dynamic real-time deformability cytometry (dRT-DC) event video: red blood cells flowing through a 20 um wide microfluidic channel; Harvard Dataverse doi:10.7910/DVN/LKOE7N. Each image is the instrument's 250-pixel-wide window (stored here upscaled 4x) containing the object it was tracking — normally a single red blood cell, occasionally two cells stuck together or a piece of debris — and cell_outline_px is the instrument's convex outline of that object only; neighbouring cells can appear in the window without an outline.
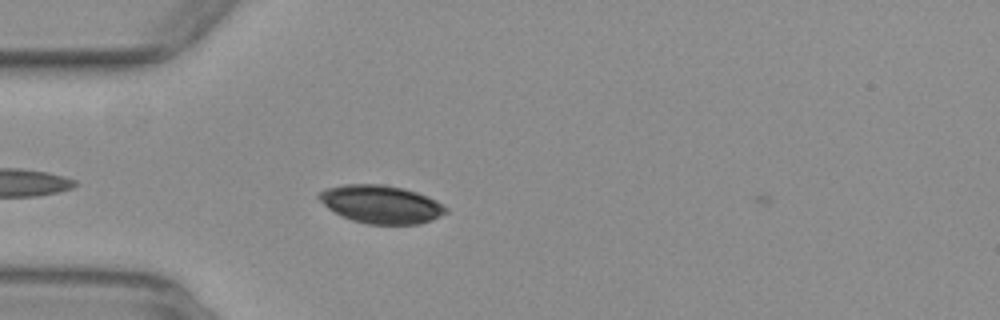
{"species": "common noctule bat (a hibernating species)", "species_latin": "Nyctalus noctula", "temperature_condition": "warm", "stored_images_in_passage": 3, "camera_frame_rate_fps": 3000, "um_per_image_px": 0.085, "animal": {"sex": "female", "body_mass_g": 29.2, "forearm_length_mm": 56.3}, "frame": {"image": 1, "passage_image": 2, "time_ms": 0.333, "image_size_px": [1000, 320], "cell_outline_px": [[448, 212], [432, 220], [420, 224], [368, 224], [352, 220], [328, 208], [316, 196], [324, 188], [344, 184], [384, 184], [404, 188], [428, 196], [444, 204], [448, 208]], "centroid_in_image_um": [32.42, 17.35], "position_along_channel_um": 52.6, "area_um2": 28.26}}